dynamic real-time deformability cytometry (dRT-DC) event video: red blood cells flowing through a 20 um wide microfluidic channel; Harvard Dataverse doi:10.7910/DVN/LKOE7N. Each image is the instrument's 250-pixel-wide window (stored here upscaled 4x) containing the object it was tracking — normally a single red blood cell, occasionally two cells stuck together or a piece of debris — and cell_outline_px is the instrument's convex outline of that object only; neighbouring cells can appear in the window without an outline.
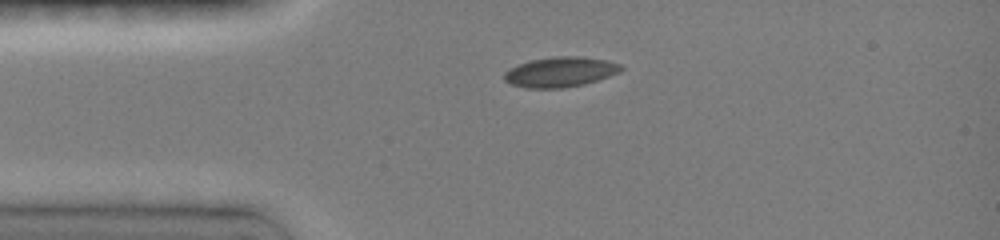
{"species": "common noctule bat (a hibernating species)", "species_latin": "Nyctalus noctula", "temperature_condition": "room temperature", "stored_images_in_passage": 4, "camera_frame_rate_fps": 3000, "um_per_image_px": 0.085, "animal": {"sex": "female", "body_mass_g": 19.0, "forearm_length_mm": 51.5}, "frame": {"image": 1, "passage_image": 1, "time_ms": 0.0, "image_size_px": [1000, 240], "cell_outline_px": [[624, 68], [620, 72], [584, 84], [564, 88], [524, 88], [512, 84], [504, 80], [504, 72], [508, 68], [516, 64], [528, 60], [556, 56], [580, 56], [608, 60], [620, 64]], "centroid_in_image_um": [47.59, 6.11], "position_along_channel_um": 37.4, "area_um2": 20.69}}